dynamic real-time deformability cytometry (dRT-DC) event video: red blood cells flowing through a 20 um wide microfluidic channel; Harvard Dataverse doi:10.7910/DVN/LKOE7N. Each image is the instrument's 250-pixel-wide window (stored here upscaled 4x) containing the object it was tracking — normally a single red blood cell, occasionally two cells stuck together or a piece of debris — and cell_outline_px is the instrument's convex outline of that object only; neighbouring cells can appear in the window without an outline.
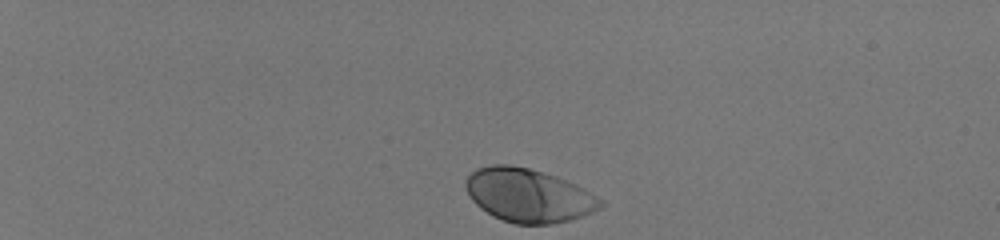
{"species": "human", "species_latin": "Homo sapiens", "temperature_condition": "room temperature", "stored_images_in_passage": 37, "camera_frame_rate_fps": 3000, "um_per_image_px": 0.085, "donor": {"sex": "male"}, "frame": {"image": 1, "passage_image": 1, "time_ms": 0.0, "image_size_px": [1000, 240], "cell_outline_px": [[604, 204], [600, 208], [592, 212], [568, 220], [552, 224], [516, 224], [492, 216], [480, 208], [472, 200], [464, 184], [464, 180], [476, 168], [492, 164], [512, 164], [528, 168], [556, 176], [576, 184], [584, 188], [604, 200]], "centroid_in_image_um": [44.91, 16.59], "position_along_channel_um": 40.1, "area_um2": 42.14}}
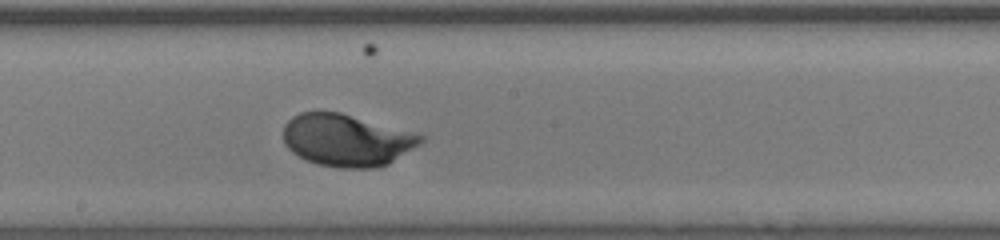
{"frame": {"image": 2, "passage_image": 22, "time_ms": 7.0, "image_size_px": [1000, 240], "cell_outline_px": [[424, 140], [420, 144], [388, 164], [376, 168], [340, 168], [316, 164], [304, 160], [292, 152], [284, 144], [284, 124], [292, 116], [300, 112], [340, 112], [424, 136]], "centroid_in_image_um": [29.42, 11.93], "position_along_channel_um": 218.8, "area_um2": 41.56}}
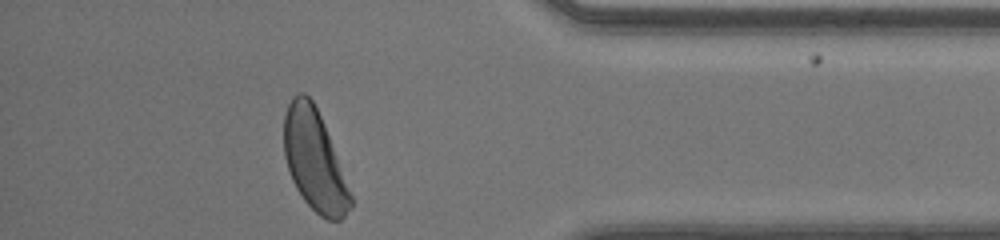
{"frame": {"image": 3, "passage_image": 37, "time_ms": 12.0, "image_size_px": [1000, 240], "cell_outline_px": [[352, 208], [340, 220], [328, 220], [320, 216], [304, 200], [296, 188], [292, 180], [284, 156], [284, 116], [288, 104], [292, 96], [296, 92], [304, 92], [312, 100], [320, 116], [352, 196]], "centroid_in_image_um": [26.7, 13.63], "position_along_channel_um": 408.5, "area_um2": 38.55}, "authors_computed_cell_mechanics": {"area_um2": 41.038, "velocity_mm_per_s": 4.0768, "shape_relaxation_time_tau1_ms": 1.7613, "shape_relaxation_time_tau2_ms": null, "deformation_change_tau1": 0.1465, "deformation_change_tau2": null}}